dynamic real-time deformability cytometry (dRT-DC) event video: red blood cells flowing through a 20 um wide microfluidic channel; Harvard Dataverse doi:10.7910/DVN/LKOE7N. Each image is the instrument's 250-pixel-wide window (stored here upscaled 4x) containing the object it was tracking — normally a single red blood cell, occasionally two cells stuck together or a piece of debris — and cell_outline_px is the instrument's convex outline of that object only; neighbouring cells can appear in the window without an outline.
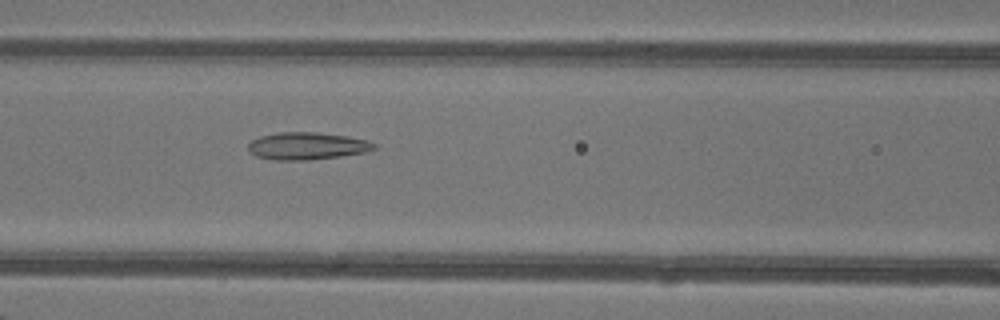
{"species": "common noctule bat (a hibernating species)", "species_latin": "Nyctalus noctula", "temperature_condition": "warm", "stored_images_in_passage": 49, "camera_frame_rate_fps": 3000, "um_per_image_px": 0.085, "animal": {"sex": "female"}, "frame": {"image": 1, "passage_image": 22, "time_ms": 7.0, "image_size_px": [1000, 320], "cell_outline_px": [[376, 148], [364, 152], [340, 156], [308, 160], [276, 160], [256, 156], [248, 152], [248, 144], [252, 140], [260, 136], [280, 132], [316, 132], [348, 136], [368, 140], [376, 144]], "centroid_in_image_um": [26.08, 12.4], "position_along_channel_um": 140.5, "area_um2": 20.06}}
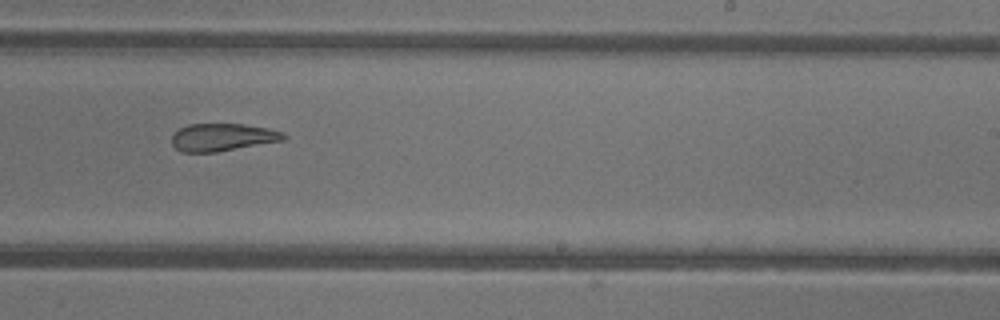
{"frame": {"image": 2, "passage_image": 31, "time_ms": 10.0, "image_size_px": [1000, 320], "cell_outline_px": [[288, 136], [284, 140], [216, 152], [180, 152], [172, 144], [172, 136], [180, 128], [188, 124], [244, 124], [268, 128], [284, 132]], "centroid_in_image_um": [18.93, 11.66], "position_along_channel_um": 270.1, "area_um2": 17.98}}
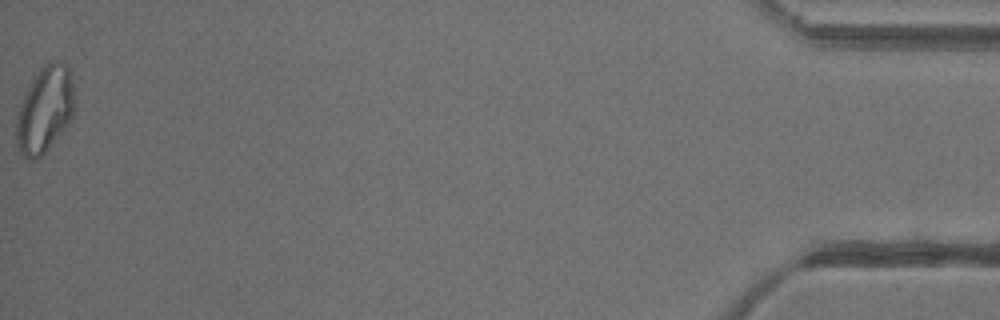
{"frame": {"image": 3, "passage_image": 49, "time_ms": 16.0, "image_size_px": [1000, 320], "cell_outline_px": [[76, 108], [72, 116], [48, 148], [36, 160], [28, 160], [20, 152], [16, 144], [16, 120], [20, 104], [32, 80], [44, 64], [56, 60], [68, 64], [72, 80], [76, 104]], "centroid_in_image_um": [3.82, 9.3], "position_along_channel_um": 431.4, "area_um2": 29.07}, "authors_computed_cell_mechanics": {"area_um2": 23.1778, "velocity_mm_per_s": 4.3378, "shape_relaxation_time_tau1_ms": null, "shape_relaxation_time_tau2_ms": 3.4428, "deformation_change_tau1": null, "deformation_change_tau2": 0.1303}}